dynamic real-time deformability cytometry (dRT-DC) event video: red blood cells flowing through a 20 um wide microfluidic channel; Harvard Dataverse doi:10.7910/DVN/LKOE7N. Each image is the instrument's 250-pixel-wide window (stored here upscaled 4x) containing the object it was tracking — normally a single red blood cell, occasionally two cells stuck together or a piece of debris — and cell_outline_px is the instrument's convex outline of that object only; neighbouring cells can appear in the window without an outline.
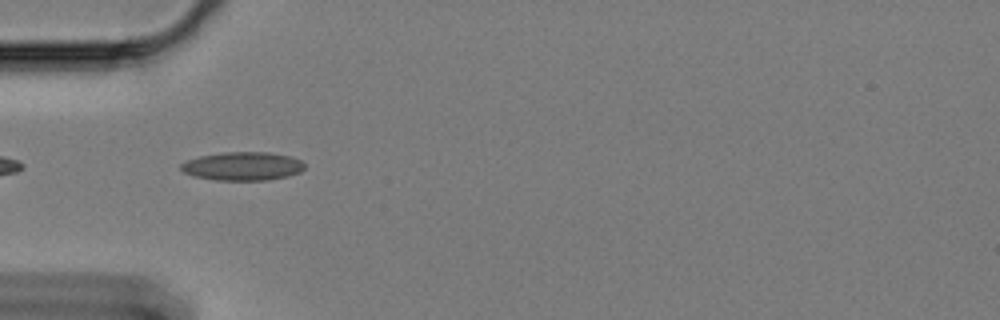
{"species": "Egyptian fruit bat (a non-hibernating species)", "species_latin": "Rousettus aegyptiacus", "temperature_condition": "cold", "stored_images_in_passage": 45, "camera_frame_rate_fps": 3000, "um_per_image_px": 0.085, "animal": {"sex": "female"}, "frame": {"image": 1, "passage_image": 3, "time_ms": 0.667, "image_size_px": [1000, 320], "cell_outline_px": [[304, 168], [300, 172], [288, 176], [264, 180], [216, 180], [196, 176], [184, 172], [180, 168], [180, 164], [188, 160], [200, 156], [224, 152], [268, 152], [288, 156], [300, 160], [304, 164]], "centroid_in_image_um": [20.62, 14.12], "position_along_channel_um": 64.4, "area_um2": 20.29}}
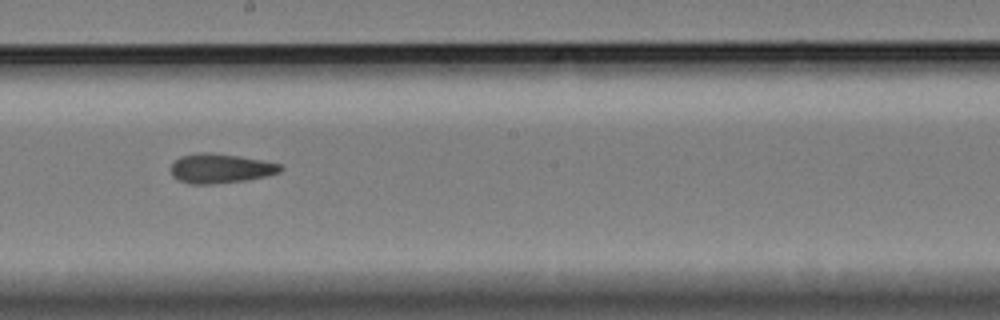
{"frame": {"image": 2, "passage_image": 18, "time_ms": 5.667, "image_size_px": [1000, 320], "cell_outline_px": [[284, 168], [280, 172], [264, 176], [244, 180], [212, 184], [192, 184], [180, 180], [172, 176], [172, 164], [180, 156], [196, 152], [212, 152], [240, 156], [264, 160], [280, 164]], "centroid_in_image_um": [18.75, 14.29], "position_along_channel_um": 229.5, "area_um2": 18.79}}
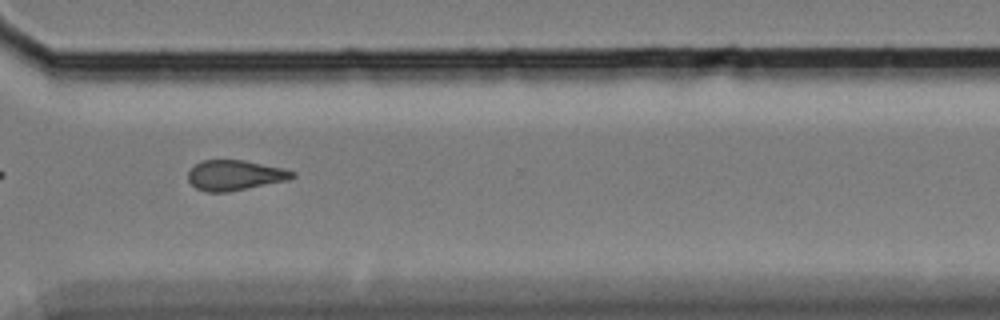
{"frame": {"image": 3, "passage_image": 29, "time_ms": 9.333, "image_size_px": [1000, 320], "cell_outline_px": [[296, 176], [288, 180], [228, 192], [208, 192], [196, 188], [188, 180], [188, 172], [200, 160], [244, 160], [284, 168], [296, 172]], "centroid_in_image_um": [19.98, 14.89], "position_along_channel_um": 350.6, "area_um2": 18.38}, "authors_computed_cell_mechanics": {"area_um2": 18.496, "velocity_mm_per_s": 3.308, "shape_relaxation_time_tau1_ms": null, "shape_relaxation_time_tau2_ms": 4.9982, "deformation_change_tau1": null, "deformation_change_tau2": 0.1333}}